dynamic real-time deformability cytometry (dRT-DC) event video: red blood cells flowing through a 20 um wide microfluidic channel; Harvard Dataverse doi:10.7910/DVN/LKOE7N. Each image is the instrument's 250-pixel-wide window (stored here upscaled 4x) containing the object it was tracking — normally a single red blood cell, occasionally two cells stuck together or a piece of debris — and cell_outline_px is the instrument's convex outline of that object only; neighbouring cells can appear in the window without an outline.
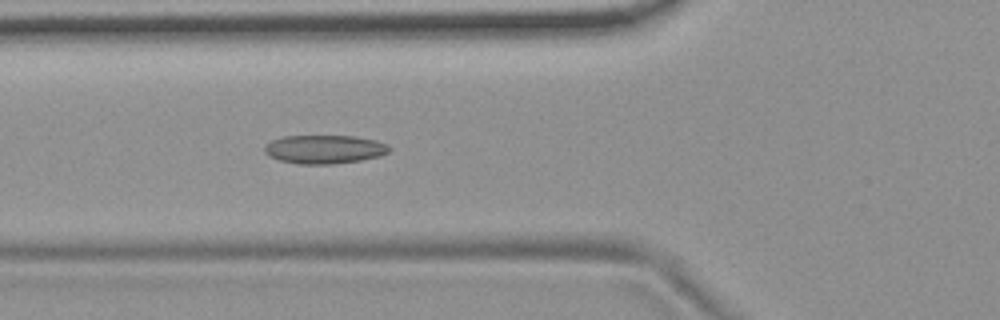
{"species": "common noctule bat (a hibernating species)", "species_latin": "Nyctalus noctula", "temperature_condition": "room temperature", "stored_images_in_passage": 40, "camera_frame_rate_fps": 3000, "um_per_image_px": 0.085, "animal": {"sex": "female", "body_mass_g": 19.9}, "frame": {"image": 1, "passage_image": 11, "time_ms": 3.333, "image_size_px": [1000, 320], "cell_outline_px": [[392, 148], [388, 152], [380, 156], [360, 160], [332, 164], [300, 164], [280, 160], [268, 156], [264, 152], [264, 148], [272, 140], [284, 136], [356, 136], [376, 140], [388, 144]], "centroid_in_image_um": [27.61, 12.69], "position_along_channel_um": 98.2, "area_um2": 20.81}}
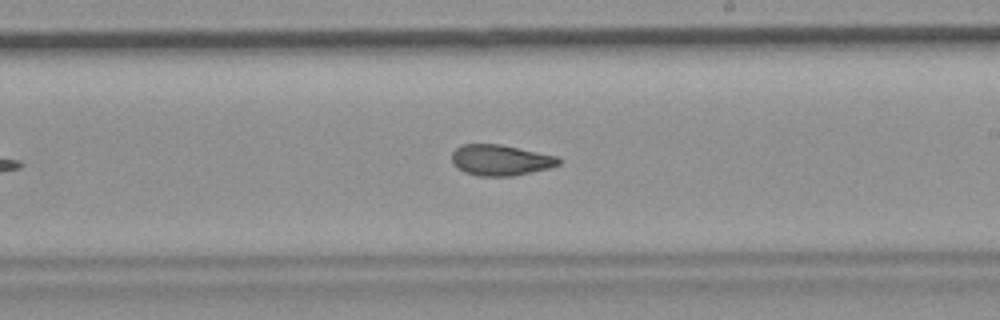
{"frame": {"image": 2, "passage_image": 23, "time_ms": 7.333, "image_size_px": [1000, 320], "cell_outline_px": [[560, 164], [548, 168], [512, 176], [480, 176], [464, 172], [456, 168], [452, 164], [452, 152], [460, 144], [500, 144], [556, 156], [560, 160]], "centroid_in_image_um": [42.48, 13.61], "position_along_channel_um": 246.5, "area_um2": 19.13}}
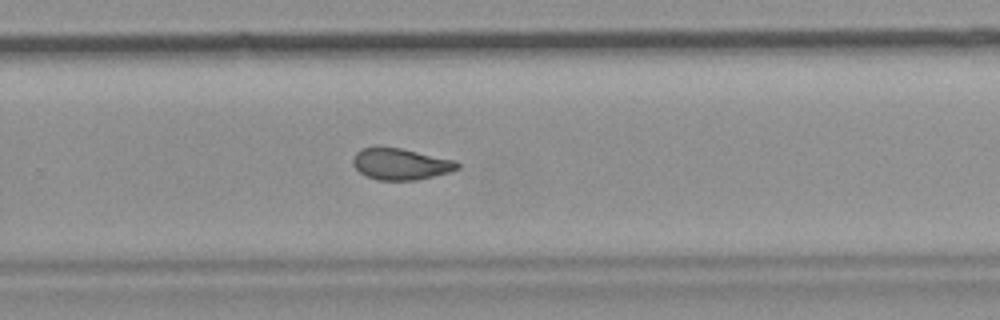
{"frame": {"image": 3, "passage_image": 27, "time_ms": 8.667, "image_size_px": [1000, 320], "cell_outline_px": [[460, 168], [448, 172], [416, 180], [376, 180], [364, 176], [352, 164], [352, 160], [356, 152], [360, 148], [400, 148], [456, 160], [460, 164]], "centroid_in_image_um": [34.05, 13.95], "position_along_channel_um": 295.8, "area_um2": 19.02}, "authors_computed_cell_mechanics": {"area_um2": 19.4786, "velocity_mm_per_s": 3.7065, "shape_relaxation_time_tau1_ms": null, "shape_relaxation_time_tau2_ms": 2.6408, "deformation_change_tau1": null, "deformation_change_tau2": 0.0873}}